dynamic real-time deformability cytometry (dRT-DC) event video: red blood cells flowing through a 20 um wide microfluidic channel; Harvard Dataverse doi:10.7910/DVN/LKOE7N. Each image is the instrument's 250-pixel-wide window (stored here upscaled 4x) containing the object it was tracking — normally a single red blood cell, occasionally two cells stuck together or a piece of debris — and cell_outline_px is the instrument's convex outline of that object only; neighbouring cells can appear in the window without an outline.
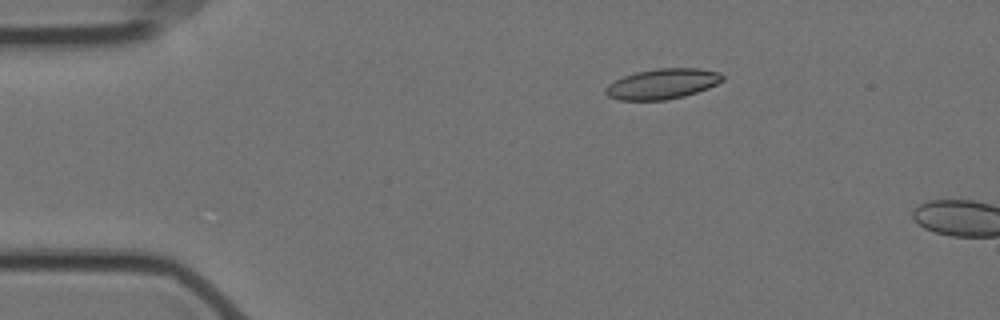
{"species": "Egyptian fruit bat (a non-hibernating species)", "species_latin": "Rousettus aegyptiacus", "temperature_condition": "cold", "stored_images_in_passage": 12, "camera_frame_rate_fps": 3000, "um_per_image_px": 0.085, "animal": {"sex": "female"}, "frame": {"image": 1, "passage_image": 10, "time_ms": 3.0, "image_size_px": [1000, 320], "cell_outline_px": [[724, 80], [708, 88], [684, 96], [664, 100], [620, 100], [608, 96], [604, 92], [604, 88], [608, 84], [624, 76], [636, 72], [656, 68], [700, 68], [720, 72], [724, 76]], "centroid_in_image_um": [56.31, 7.12], "position_along_channel_um": 28.7, "area_um2": 20.69}}